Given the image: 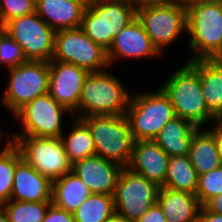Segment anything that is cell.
<instances>
[{"label": "cell", "instance_id": "7bdbcfd3", "mask_svg": "<svg viewBox=\"0 0 222 222\" xmlns=\"http://www.w3.org/2000/svg\"><path fill=\"white\" fill-rule=\"evenodd\" d=\"M199 1L222 3V0H199Z\"/></svg>", "mask_w": 222, "mask_h": 222}, {"label": "cell", "instance_id": "836d02e7", "mask_svg": "<svg viewBox=\"0 0 222 222\" xmlns=\"http://www.w3.org/2000/svg\"><path fill=\"white\" fill-rule=\"evenodd\" d=\"M135 222H167V221L163 215L162 209L156 202L141 216L140 219L136 220Z\"/></svg>", "mask_w": 222, "mask_h": 222}, {"label": "cell", "instance_id": "52a82bcc", "mask_svg": "<svg viewBox=\"0 0 222 222\" xmlns=\"http://www.w3.org/2000/svg\"><path fill=\"white\" fill-rule=\"evenodd\" d=\"M136 17L161 56L187 33V6L162 2L136 11Z\"/></svg>", "mask_w": 222, "mask_h": 222}, {"label": "cell", "instance_id": "30bf717a", "mask_svg": "<svg viewBox=\"0 0 222 222\" xmlns=\"http://www.w3.org/2000/svg\"><path fill=\"white\" fill-rule=\"evenodd\" d=\"M65 115L73 116V113L59 104L49 93L38 96L14 114V121L19 123L23 130L11 134L61 137L65 129L63 125L66 122Z\"/></svg>", "mask_w": 222, "mask_h": 222}, {"label": "cell", "instance_id": "b9f144b4", "mask_svg": "<svg viewBox=\"0 0 222 222\" xmlns=\"http://www.w3.org/2000/svg\"><path fill=\"white\" fill-rule=\"evenodd\" d=\"M0 222H9L7 215L1 206H0Z\"/></svg>", "mask_w": 222, "mask_h": 222}, {"label": "cell", "instance_id": "ee69618b", "mask_svg": "<svg viewBox=\"0 0 222 222\" xmlns=\"http://www.w3.org/2000/svg\"><path fill=\"white\" fill-rule=\"evenodd\" d=\"M3 31V25L0 23V33Z\"/></svg>", "mask_w": 222, "mask_h": 222}, {"label": "cell", "instance_id": "d6986e66", "mask_svg": "<svg viewBox=\"0 0 222 222\" xmlns=\"http://www.w3.org/2000/svg\"><path fill=\"white\" fill-rule=\"evenodd\" d=\"M88 0H36V13L55 31L79 28Z\"/></svg>", "mask_w": 222, "mask_h": 222}, {"label": "cell", "instance_id": "8d00e7d4", "mask_svg": "<svg viewBox=\"0 0 222 222\" xmlns=\"http://www.w3.org/2000/svg\"><path fill=\"white\" fill-rule=\"evenodd\" d=\"M203 207L210 212L222 214V194L209 199Z\"/></svg>", "mask_w": 222, "mask_h": 222}, {"label": "cell", "instance_id": "9a60e30c", "mask_svg": "<svg viewBox=\"0 0 222 222\" xmlns=\"http://www.w3.org/2000/svg\"><path fill=\"white\" fill-rule=\"evenodd\" d=\"M160 55L137 17L114 37L107 50L108 62L112 68L118 61L158 59Z\"/></svg>", "mask_w": 222, "mask_h": 222}, {"label": "cell", "instance_id": "f546056e", "mask_svg": "<svg viewBox=\"0 0 222 222\" xmlns=\"http://www.w3.org/2000/svg\"><path fill=\"white\" fill-rule=\"evenodd\" d=\"M222 194V165L198 176L196 196L201 206L214 196Z\"/></svg>", "mask_w": 222, "mask_h": 222}, {"label": "cell", "instance_id": "603a6c76", "mask_svg": "<svg viewBox=\"0 0 222 222\" xmlns=\"http://www.w3.org/2000/svg\"><path fill=\"white\" fill-rule=\"evenodd\" d=\"M91 194L88 187L72 171L52 181V203L73 213Z\"/></svg>", "mask_w": 222, "mask_h": 222}, {"label": "cell", "instance_id": "5bb4252c", "mask_svg": "<svg viewBox=\"0 0 222 222\" xmlns=\"http://www.w3.org/2000/svg\"><path fill=\"white\" fill-rule=\"evenodd\" d=\"M89 72L75 64L49 61L48 93L78 118L82 86Z\"/></svg>", "mask_w": 222, "mask_h": 222}, {"label": "cell", "instance_id": "8fae6325", "mask_svg": "<svg viewBox=\"0 0 222 222\" xmlns=\"http://www.w3.org/2000/svg\"><path fill=\"white\" fill-rule=\"evenodd\" d=\"M51 60L75 64L89 73L111 68L107 50L93 42L80 27L56 31Z\"/></svg>", "mask_w": 222, "mask_h": 222}, {"label": "cell", "instance_id": "83f0119b", "mask_svg": "<svg viewBox=\"0 0 222 222\" xmlns=\"http://www.w3.org/2000/svg\"><path fill=\"white\" fill-rule=\"evenodd\" d=\"M52 201L24 202L10 200L1 205L9 222H42Z\"/></svg>", "mask_w": 222, "mask_h": 222}, {"label": "cell", "instance_id": "e0dca14e", "mask_svg": "<svg viewBox=\"0 0 222 222\" xmlns=\"http://www.w3.org/2000/svg\"><path fill=\"white\" fill-rule=\"evenodd\" d=\"M169 157L154 140L135 141L127 168L161 187L167 175Z\"/></svg>", "mask_w": 222, "mask_h": 222}, {"label": "cell", "instance_id": "d6a6232c", "mask_svg": "<svg viewBox=\"0 0 222 222\" xmlns=\"http://www.w3.org/2000/svg\"><path fill=\"white\" fill-rule=\"evenodd\" d=\"M42 222H75L73 213L55 206L53 203L49 206L44 220Z\"/></svg>", "mask_w": 222, "mask_h": 222}, {"label": "cell", "instance_id": "7c38bea8", "mask_svg": "<svg viewBox=\"0 0 222 222\" xmlns=\"http://www.w3.org/2000/svg\"><path fill=\"white\" fill-rule=\"evenodd\" d=\"M160 186L123 167L113 194L115 213L135 222L157 202Z\"/></svg>", "mask_w": 222, "mask_h": 222}, {"label": "cell", "instance_id": "74e56055", "mask_svg": "<svg viewBox=\"0 0 222 222\" xmlns=\"http://www.w3.org/2000/svg\"><path fill=\"white\" fill-rule=\"evenodd\" d=\"M136 11L143 7L153 6L165 2V0H125Z\"/></svg>", "mask_w": 222, "mask_h": 222}, {"label": "cell", "instance_id": "5b68a950", "mask_svg": "<svg viewBox=\"0 0 222 222\" xmlns=\"http://www.w3.org/2000/svg\"><path fill=\"white\" fill-rule=\"evenodd\" d=\"M152 91L138 90L131 95L126 116L135 141L153 140L166 123L176 117L164 91L160 87Z\"/></svg>", "mask_w": 222, "mask_h": 222}, {"label": "cell", "instance_id": "9c48e42d", "mask_svg": "<svg viewBox=\"0 0 222 222\" xmlns=\"http://www.w3.org/2000/svg\"><path fill=\"white\" fill-rule=\"evenodd\" d=\"M13 144L22 158L43 176L54 181L72 172L70 162L60 137H33L12 135Z\"/></svg>", "mask_w": 222, "mask_h": 222}, {"label": "cell", "instance_id": "e575fe53", "mask_svg": "<svg viewBox=\"0 0 222 222\" xmlns=\"http://www.w3.org/2000/svg\"><path fill=\"white\" fill-rule=\"evenodd\" d=\"M208 130L213 134V136L215 138L220 162L222 165V121L220 119H216L209 126Z\"/></svg>", "mask_w": 222, "mask_h": 222}, {"label": "cell", "instance_id": "4316f807", "mask_svg": "<svg viewBox=\"0 0 222 222\" xmlns=\"http://www.w3.org/2000/svg\"><path fill=\"white\" fill-rule=\"evenodd\" d=\"M114 213L113 195L91 193L73 216L75 222H105Z\"/></svg>", "mask_w": 222, "mask_h": 222}, {"label": "cell", "instance_id": "f35d334b", "mask_svg": "<svg viewBox=\"0 0 222 222\" xmlns=\"http://www.w3.org/2000/svg\"><path fill=\"white\" fill-rule=\"evenodd\" d=\"M1 125V124H0ZM3 128L0 127V145L2 144L3 145V141H5V144L2 146H0V155L13 143V140H12V134H8V133H4L2 130ZM7 134V135H5ZM4 136H6V138H8L7 140H4ZM10 136V137H9ZM3 140V141H2ZM3 147V148H2Z\"/></svg>", "mask_w": 222, "mask_h": 222}, {"label": "cell", "instance_id": "ab89813d", "mask_svg": "<svg viewBox=\"0 0 222 222\" xmlns=\"http://www.w3.org/2000/svg\"><path fill=\"white\" fill-rule=\"evenodd\" d=\"M105 222H131L128 221L126 218L114 213L110 218H108Z\"/></svg>", "mask_w": 222, "mask_h": 222}, {"label": "cell", "instance_id": "cb8c5ba5", "mask_svg": "<svg viewBox=\"0 0 222 222\" xmlns=\"http://www.w3.org/2000/svg\"><path fill=\"white\" fill-rule=\"evenodd\" d=\"M189 157L198 176L221 166L215 138L207 128L194 133Z\"/></svg>", "mask_w": 222, "mask_h": 222}, {"label": "cell", "instance_id": "f1b7e54d", "mask_svg": "<svg viewBox=\"0 0 222 222\" xmlns=\"http://www.w3.org/2000/svg\"><path fill=\"white\" fill-rule=\"evenodd\" d=\"M21 159L20 150L13 143L0 155V206L10 201L16 164Z\"/></svg>", "mask_w": 222, "mask_h": 222}, {"label": "cell", "instance_id": "3957f363", "mask_svg": "<svg viewBox=\"0 0 222 222\" xmlns=\"http://www.w3.org/2000/svg\"><path fill=\"white\" fill-rule=\"evenodd\" d=\"M110 70L86 76L78 105L79 119L89 115H126L131 90Z\"/></svg>", "mask_w": 222, "mask_h": 222}, {"label": "cell", "instance_id": "1f68e13d", "mask_svg": "<svg viewBox=\"0 0 222 222\" xmlns=\"http://www.w3.org/2000/svg\"><path fill=\"white\" fill-rule=\"evenodd\" d=\"M36 12V0H0V23Z\"/></svg>", "mask_w": 222, "mask_h": 222}, {"label": "cell", "instance_id": "277c9868", "mask_svg": "<svg viewBox=\"0 0 222 222\" xmlns=\"http://www.w3.org/2000/svg\"><path fill=\"white\" fill-rule=\"evenodd\" d=\"M90 129L96 155L127 167L134 138L126 115H89L80 118Z\"/></svg>", "mask_w": 222, "mask_h": 222}, {"label": "cell", "instance_id": "d590c367", "mask_svg": "<svg viewBox=\"0 0 222 222\" xmlns=\"http://www.w3.org/2000/svg\"><path fill=\"white\" fill-rule=\"evenodd\" d=\"M198 222H222V214L210 212L201 206Z\"/></svg>", "mask_w": 222, "mask_h": 222}, {"label": "cell", "instance_id": "4fadbf2b", "mask_svg": "<svg viewBox=\"0 0 222 222\" xmlns=\"http://www.w3.org/2000/svg\"><path fill=\"white\" fill-rule=\"evenodd\" d=\"M3 30L22 47L27 60L49 62L52 59L56 31L36 12L8 21Z\"/></svg>", "mask_w": 222, "mask_h": 222}, {"label": "cell", "instance_id": "60d3db41", "mask_svg": "<svg viewBox=\"0 0 222 222\" xmlns=\"http://www.w3.org/2000/svg\"><path fill=\"white\" fill-rule=\"evenodd\" d=\"M197 0H165V2H171V3H177V4H183V5H189Z\"/></svg>", "mask_w": 222, "mask_h": 222}, {"label": "cell", "instance_id": "2e32d148", "mask_svg": "<svg viewBox=\"0 0 222 222\" xmlns=\"http://www.w3.org/2000/svg\"><path fill=\"white\" fill-rule=\"evenodd\" d=\"M122 166L94 155L75 162L72 171L91 193L113 195Z\"/></svg>", "mask_w": 222, "mask_h": 222}, {"label": "cell", "instance_id": "6da1fadb", "mask_svg": "<svg viewBox=\"0 0 222 222\" xmlns=\"http://www.w3.org/2000/svg\"><path fill=\"white\" fill-rule=\"evenodd\" d=\"M174 69L160 88L169 97L176 116L196 127L210 126L218 119L206 106L199 73L186 61Z\"/></svg>", "mask_w": 222, "mask_h": 222}, {"label": "cell", "instance_id": "7a4b0ae2", "mask_svg": "<svg viewBox=\"0 0 222 222\" xmlns=\"http://www.w3.org/2000/svg\"><path fill=\"white\" fill-rule=\"evenodd\" d=\"M187 61L222 55V3L195 1L187 5Z\"/></svg>", "mask_w": 222, "mask_h": 222}, {"label": "cell", "instance_id": "4dcf8cb0", "mask_svg": "<svg viewBox=\"0 0 222 222\" xmlns=\"http://www.w3.org/2000/svg\"><path fill=\"white\" fill-rule=\"evenodd\" d=\"M27 61L22 47L3 30L0 33V67L9 70Z\"/></svg>", "mask_w": 222, "mask_h": 222}, {"label": "cell", "instance_id": "8992f818", "mask_svg": "<svg viewBox=\"0 0 222 222\" xmlns=\"http://www.w3.org/2000/svg\"><path fill=\"white\" fill-rule=\"evenodd\" d=\"M135 18L136 10L125 0H88L80 28L108 50L114 37Z\"/></svg>", "mask_w": 222, "mask_h": 222}, {"label": "cell", "instance_id": "ba28073f", "mask_svg": "<svg viewBox=\"0 0 222 222\" xmlns=\"http://www.w3.org/2000/svg\"><path fill=\"white\" fill-rule=\"evenodd\" d=\"M2 106L13 116L20 108L49 91V62L32 61L7 70Z\"/></svg>", "mask_w": 222, "mask_h": 222}, {"label": "cell", "instance_id": "ffe728a7", "mask_svg": "<svg viewBox=\"0 0 222 222\" xmlns=\"http://www.w3.org/2000/svg\"><path fill=\"white\" fill-rule=\"evenodd\" d=\"M157 203L167 222H198L201 205L196 194L160 187Z\"/></svg>", "mask_w": 222, "mask_h": 222}, {"label": "cell", "instance_id": "7402d4cb", "mask_svg": "<svg viewBox=\"0 0 222 222\" xmlns=\"http://www.w3.org/2000/svg\"><path fill=\"white\" fill-rule=\"evenodd\" d=\"M199 129L181 117L168 121L153 139L169 156L189 155L194 133Z\"/></svg>", "mask_w": 222, "mask_h": 222}, {"label": "cell", "instance_id": "ac0fdd59", "mask_svg": "<svg viewBox=\"0 0 222 222\" xmlns=\"http://www.w3.org/2000/svg\"><path fill=\"white\" fill-rule=\"evenodd\" d=\"M10 200L52 201V181L40 174L22 158L16 164Z\"/></svg>", "mask_w": 222, "mask_h": 222}, {"label": "cell", "instance_id": "44dd1931", "mask_svg": "<svg viewBox=\"0 0 222 222\" xmlns=\"http://www.w3.org/2000/svg\"><path fill=\"white\" fill-rule=\"evenodd\" d=\"M200 75L203 97L207 108L222 117V62L219 59L187 61Z\"/></svg>", "mask_w": 222, "mask_h": 222}, {"label": "cell", "instance_id": "d4e9b609", "mask_svg": "<svg viewBox=\"0 0 222 222\" xmlns=\"http://www.w3.org/2000/svg\"><path fill=\"white\" fill-rule=\"evenodd\" d=\"M71 119L68 133L63 132L60 138L70 162L74 164L86 157L96 155V151L88 126L79 118L71 116Z\"/></svg>", "mask_w": 222, "mask_h": 222}, {"label": "cell", "instance_id": "484cf974", "mask_svg": "<svg viewBox=\"0 0 222 222\" xmlns=\"http://www.w3.org/2000/svg\"><path fill=\"white\" fill-rule=\"evenodd\" d=\"M198 175L189 155L170 156L165 182L161 187L196 194Z\"/></svg>", "mask_w": 222, "mask_h": 222}, {"label": "cell", "instance_id": "f6af8a7d", "mask_svg": "<svg viewBox=\"0 0 222 222\" xmlns=\"http://www.w3.org/2000/svg\"><path fill=\"white\" fill-rule=\"evenodd\" d=\"M218 59L222 62V55Z\"/></svg>", "mask_w": 222, "mask_h": 222}]
</instances>
